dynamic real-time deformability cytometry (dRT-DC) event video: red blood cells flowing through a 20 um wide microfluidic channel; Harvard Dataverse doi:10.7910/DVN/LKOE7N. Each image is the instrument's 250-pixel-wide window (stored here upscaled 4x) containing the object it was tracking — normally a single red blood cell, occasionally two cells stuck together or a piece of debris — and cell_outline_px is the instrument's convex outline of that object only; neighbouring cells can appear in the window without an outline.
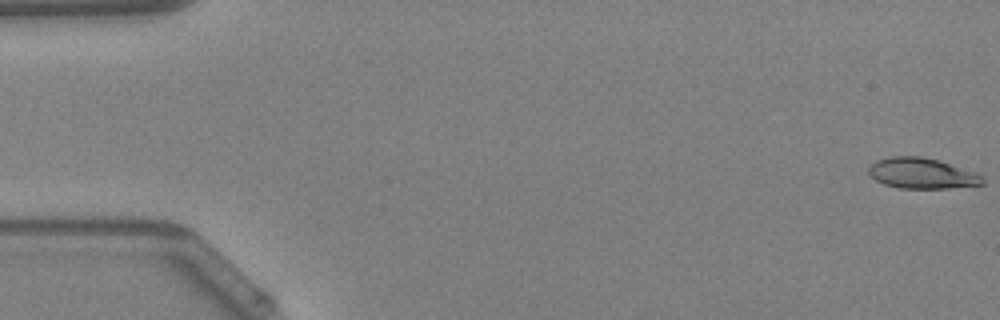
{"species": "Egyptian fruit bat (a non-hibernating species)", "species_latin": "Rousettus aegyptiacus", "temperature_condition": "warm", "stored_images_in_passage": 49, "camera_frame_rate_fps": 3000, "um_per_image_px": 0.085, "animal": {"sex": "female"}, "frame": {"image": 1, "passage_image": 1, "time_ms": 0.0, "image_size_px": [1000, 320], "cell_outline_px": [[984, 184], [948, 188], [900, 188], [884, 184], [876, 180], [868, 172], [868, 168], [876, 160], [888, 156], [920, 156], [940, 160], [976, 172], [984, 176]], "centroid_in_image_um": [78.38, 14.72], "position_along_channel_um": 6.6, "area_um2": 20.46}}
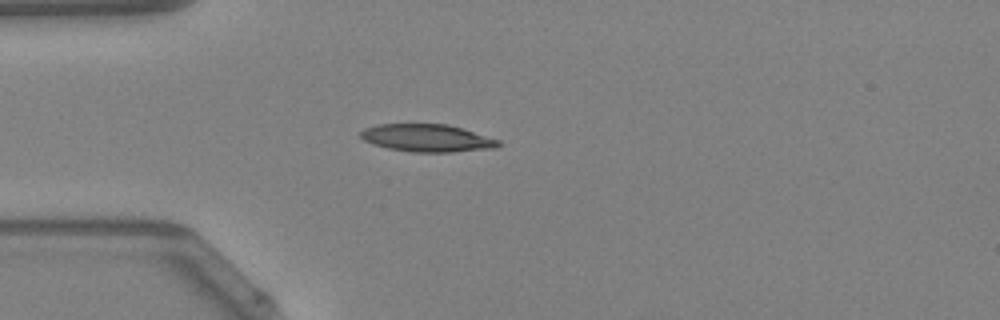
{"frame": {"image": 2, "passage_image": 14, "time_ms": 4.333, "image_size_px": [1000, 320], "cell_outline_px": [[500, 144], [496, 148], [452, 152], [412, 152], [388, 148], [372, 144], [364, 140], [360, 136], [360, 132], [364, 128], [376, 124], [448, 124], [464, 128], [500, 140]], "centroid_in_image_um": [36.31, 11.73], "position_along_channel_um": 48.7, "area_um2": 22.31}}
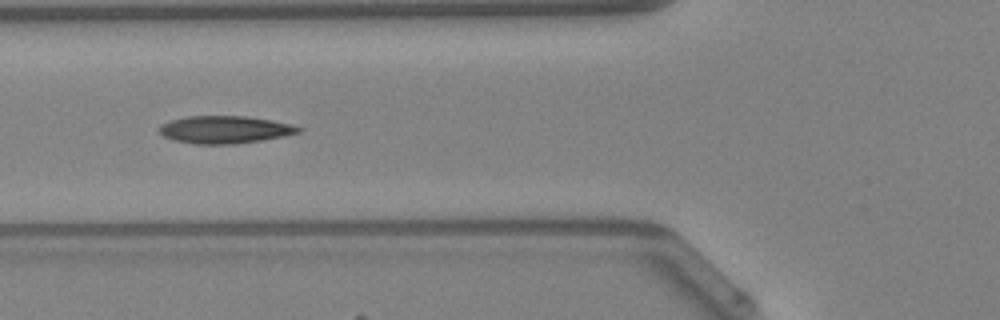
{"frame": {"image": 3, "passage_image": 19, "time_ms": 6.0, "image_size_px": [1000, 320], "cell_outline_px": [[304, 128], [300, 132], [284, 136], [236, 144], [196, 144], [176, 140], [164, 136], [156, 128], [160, 124], [172, 120], [188, 116], [244, 116], [272, 120], [292, 124]], "centroid_in_image_um": [19.12, 11.01], "position_along_channel_um": 106.7, "area_um2": 22.31}, "authors_computed_cell_mechanics": {"area_um2": 21.4438, "velocity_mm_per_s": 4.2682, "shape_relaxation_time_tau1_ms": 8.0635, "shape_relaxation_time_tau2_ms": 1.9661, "deformation_change_tau1": 0.2545, "deformation_change_tau2": 0.1019}}